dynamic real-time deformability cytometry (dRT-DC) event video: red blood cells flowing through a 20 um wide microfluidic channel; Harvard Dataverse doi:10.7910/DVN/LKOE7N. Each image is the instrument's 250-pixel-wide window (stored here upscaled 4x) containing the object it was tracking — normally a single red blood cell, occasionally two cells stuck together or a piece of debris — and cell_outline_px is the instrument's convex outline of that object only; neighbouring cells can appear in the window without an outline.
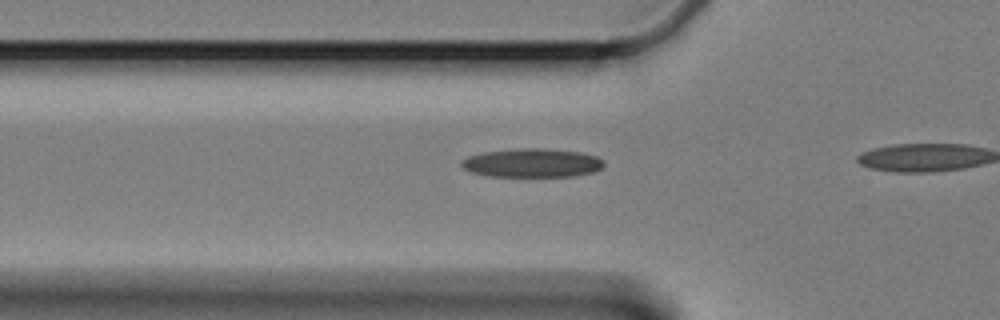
{"species": "Egyptian fruit bat (a non-hibernating species)", "species_latin": "Rousettus aegyptiacus", "temperature_condition": "cold", "stored_images_in_passage": 17, "camera_frame_rate_fps": 3000, "um_per_image_px": 0.085, "animal": {"sex": "female"}, "frame": {"image": 1, "passage_image": 15, "time_ms": 4.667, "image_size_px": [1000, 320], "cell_outline_px": [[604, 164], [600, 168], [592, 172], [572, 176], [488, 176], [472, 172], [464, 168], [460, 164], [468, 156], [484, 152], [516, 148], [548, 148], [584, 152], [596, 156], [604, 160]], "centroid_in_image_um": [45.26, 13.83], "position_along_channel_um": 80.5, "area_um2": 23.87}}